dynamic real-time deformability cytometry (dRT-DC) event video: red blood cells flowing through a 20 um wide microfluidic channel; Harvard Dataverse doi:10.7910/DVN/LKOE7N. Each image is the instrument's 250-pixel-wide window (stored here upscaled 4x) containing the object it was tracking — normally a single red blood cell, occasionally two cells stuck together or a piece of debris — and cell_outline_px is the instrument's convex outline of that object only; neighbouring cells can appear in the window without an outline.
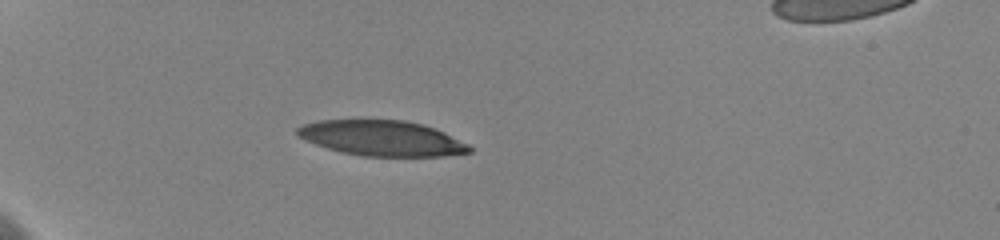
{"species": "human", "species_latin": "Homo sapiens", "temperature_condition": "cold", "stored_images_in_passage": 19, "camera_frame_rate_fps": 3000, "um_per_image_px": 0.085, "donor": {"sex": "female"}, "frame": {"image": 1, "passage_image": 11, "time_ms": 3.333, "image_size_px": [1000, 240], "cell_outline_px": [[472, 152], [444, 156], [364, 156], [340, 152], [316, 144], [300, 136], [296, 132], [296, 128], [304, 124], [316, 120], [404, 120], [424, 124], [444, 132], [468, 144], [472, 148]], "centroid_in_image_um": [32.49, 11.74], "position_along_channel_um": 52.5, "area_um2": 35.32}}